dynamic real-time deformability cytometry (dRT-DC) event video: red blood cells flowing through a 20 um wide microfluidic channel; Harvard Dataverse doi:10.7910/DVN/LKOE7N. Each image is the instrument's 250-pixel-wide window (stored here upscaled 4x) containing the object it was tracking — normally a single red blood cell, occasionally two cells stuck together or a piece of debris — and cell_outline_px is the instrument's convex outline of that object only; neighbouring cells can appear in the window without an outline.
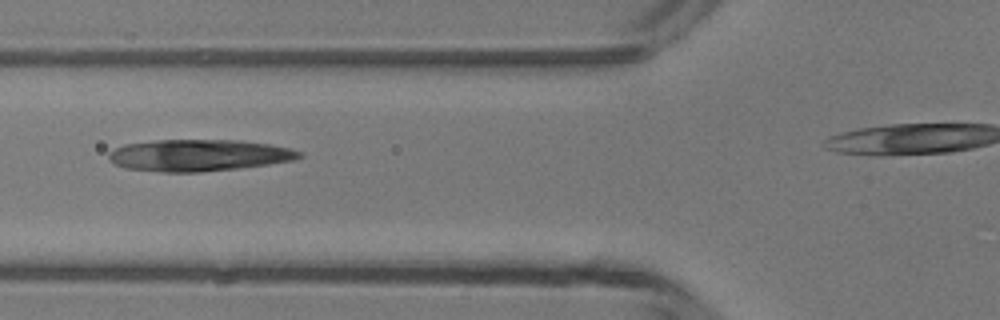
{"species": "common noctule bat (a hibernating species)", "species_latin": "Nyctalus noctula", "temperature_condition": "room temperature", "stored_images_in_passage": 4, "camera_frame_rate_fps": 3000, "um_per_image_px": 0.085, "animal": {"sex": "male", "body_mass_g": 13.3}, "frame": {"image": 1, "passage_image": 3, "time_ms": 2.333, "image_size_px": [1000, 320], "cell_outline_px": [[304, 156], [292, 160], [268, 164], [236, 168], [200, 172], [164, 172], [124, 168], [108, 160], [108, 152], [124, 144], [156, 140], [240, 140], [268, 144], [288, 148], [300, 152]], "centroid_in_image_um": [16.84, 13.19], "position_along_channel_um": 109.0, "area_um2": 35.03}}
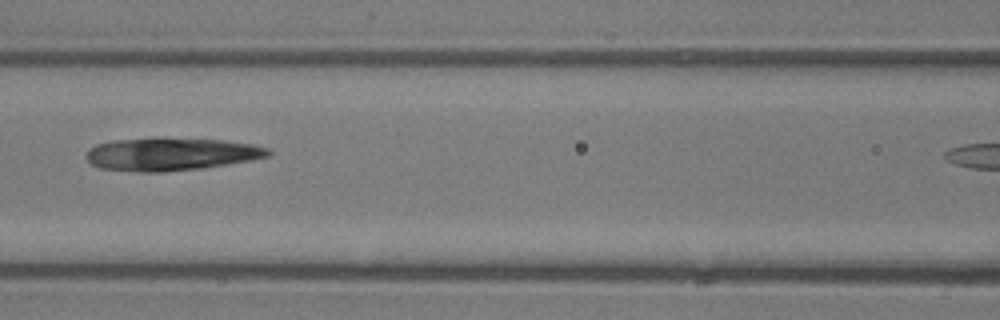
{"frame": {"image": 2, "passage_image": 4, "time_ms": 3.333, "image_size_px": [1000, 320], "cell_outline_px": [[272, 156], [252, 160], [204, 168], [160, 172], [140, 172], [100, 168], [92, 164], [84, 156], [88, 148], [96, 144], [112, 140], [224, 140], [252, 144], [268, 148], [272, 152]], "centroid_in_image_um": [14.56, 13.13], "position_along_channel_um": 152.0, "area_um2": 34.1}}